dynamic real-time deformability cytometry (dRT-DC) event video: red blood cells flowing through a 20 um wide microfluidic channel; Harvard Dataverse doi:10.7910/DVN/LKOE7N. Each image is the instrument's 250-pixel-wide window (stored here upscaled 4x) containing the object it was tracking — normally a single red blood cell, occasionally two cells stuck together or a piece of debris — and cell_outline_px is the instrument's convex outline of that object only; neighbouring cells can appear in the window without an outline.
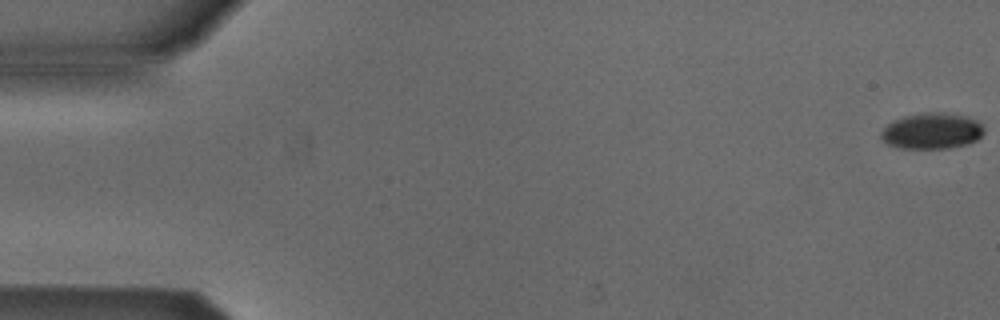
{"species": "Egyptian fruit bat (a non-hibernating species)", "species_latin": "Rousettus aegyptiacus", "temperature_condition": "cold", "stored_images_in_passage": 7, "camera_frame_rate_fps": 3000, "um_per_image_px": 0.085, "animal": {"sex": "male"}, "frame": {"image": 1, "passage_image": 1, "time_ms": 0.0, "image_size_px": [1000, 320], "cell_outline_px": [[984, 132], [976, 140], [964, 144], [948, 148], [900, 148], [888, 144], [880, 136], [880, 132], [888, 124], [904, 116], [924, 112], [944, 112], [968, 116], [976, 120], [984, 128]], "centroid_in_image_um": [79.21, 11.12], "position_along_channel_um": 5.8, "area_um2": 21.44}}
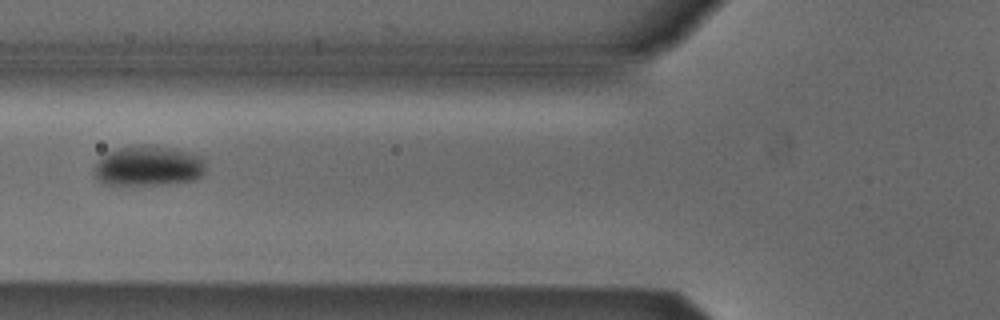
{"frame": {"image": 2, "passage_image": 6, "time_ms": 1.667, "image_size_px": [1000, 320], "cell_outline_px": [[204, 172], [196, 180], [164, 184], [104, 184], [96, 180], [92, 172], [96, 164], [108, 152], [120, 148], [176, 148], [192, 152], [200, 156], [204, 160]], "centroid_in_image_um": [12.63, 14.15], "position_along_channel_um": 113.2, "area_um2": 25.37}}
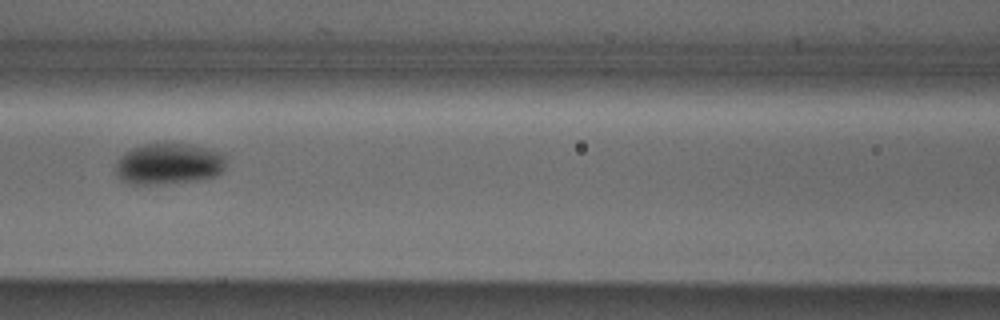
{"frame": {"image": 3, "passage_image": 7, "time_ms": 2.0, "image_size_px": [1000, 320], "cell_outline_px": [[224, 172], [216, 176], [200, 180], [156, 184], [128, 184], [120, 180], [116, 172], [116, 160], [124, 152], [132, 148], [144, 144], [192, 144], [224, 152]], "centroid_in_image_um": [14.35, 13.93], "position_along_channel_um": 152.3, "area_um2": 26.82}}